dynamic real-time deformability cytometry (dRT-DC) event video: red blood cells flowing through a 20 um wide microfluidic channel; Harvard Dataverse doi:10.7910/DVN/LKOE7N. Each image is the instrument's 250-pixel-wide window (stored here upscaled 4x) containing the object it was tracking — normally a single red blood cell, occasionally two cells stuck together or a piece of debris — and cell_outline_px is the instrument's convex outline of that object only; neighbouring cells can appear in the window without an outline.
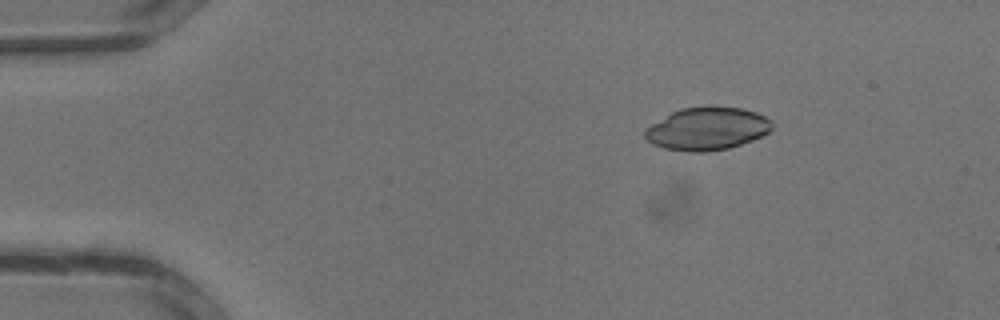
{"species": "common noctule bat (a hibernating species)", "species_latin": "Nyctalus noctula", "temperature_condition": "warm", "stored_images_in_passage": 11, "camera_frame_rate_fps": 3000, "um_per_image_px": 0.085, "animal": {"sex": "male", "body_mass_g": 13.3}, "frame": {"image": 1, "passage_image": 5, "time_ms": 1.333, "image_size_px": [1000, 320], "cell_outline_px": [[772, 128], [768, 132], [752, 140], [728, 148], [704, 152], [688, 152], [664, 148], [652, 144], [644, 136], [644, 128], [672, 112], [680, 108], [704, 104], [712, 104], [740, 108], [756, 112], [772, 120]], "centroid_in_image_um": [60.08, 10.9], "position_along_channel_um": 24.9, "area_um2": 32.19}}
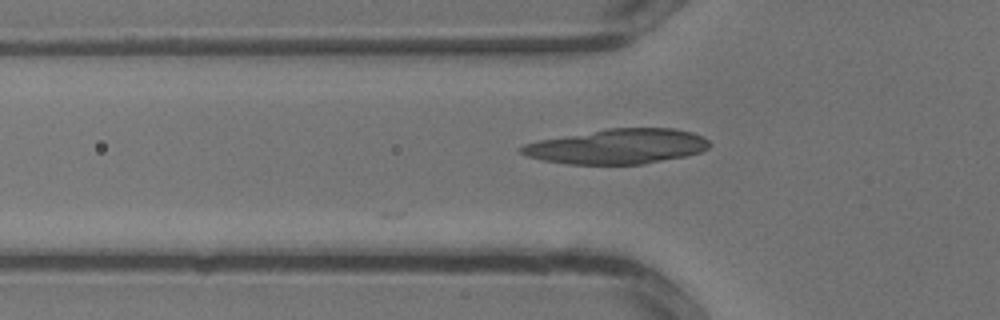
{"frame": {"image": 2, "passage_image": 11, "time_ms": 3.333, "image_size_px": [1000, 320], "cell_outline_px": [[712, 144], [708, 148], [700, 152], [684, 156], [644, 164], [568, 164], [540, 160], [524, 156], [520, 152], [520, 148], [524, 144], [540, 140], [608, 128], [672, 128], [692, 132], [704, 136]], "centroid_in_image_um": [52.49, 12.45], "position_along_channel_um": 73.3, "area_um2": 38.32}}